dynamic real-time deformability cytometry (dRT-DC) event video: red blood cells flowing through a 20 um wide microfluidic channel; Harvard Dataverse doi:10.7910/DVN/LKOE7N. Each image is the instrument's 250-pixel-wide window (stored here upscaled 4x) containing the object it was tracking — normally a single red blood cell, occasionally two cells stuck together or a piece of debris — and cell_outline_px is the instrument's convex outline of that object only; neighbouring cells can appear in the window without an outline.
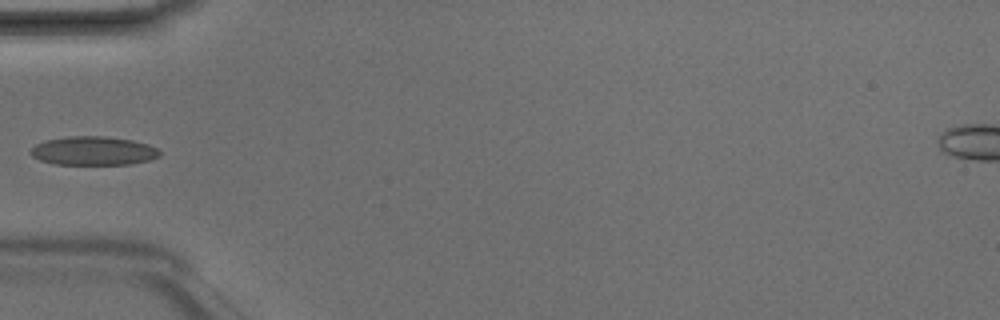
{"species": "Egyptian fruit bat (a non-hibernating species)", "species_latin": "Rousettus aegyptiacus", "temperature_condition": "room temperature", "stored_images_in_passage": 6, "camera_frame_rate_fps": 3000, "um_per_image_px": 0.085, "animal": {"sex": "male"}, "frame": {"image": 1, "passage_image": 5, "time_ms": 1.333, "image_size_px": [1000, 320], "cell_outline_px": [[160, 156], [148, 160], [128, 164], [52, 164], [40, 160], [32, 156], [28, 152], [36, 144], [44, 140], [68, 136], [104, 136], [132, 140], [148, 144], [156, 148], [160, 152]], "centroid_in_image_um": [7.89, 12.81], "position_along_channel_um": 77.1, "area_um2": 21.62}}